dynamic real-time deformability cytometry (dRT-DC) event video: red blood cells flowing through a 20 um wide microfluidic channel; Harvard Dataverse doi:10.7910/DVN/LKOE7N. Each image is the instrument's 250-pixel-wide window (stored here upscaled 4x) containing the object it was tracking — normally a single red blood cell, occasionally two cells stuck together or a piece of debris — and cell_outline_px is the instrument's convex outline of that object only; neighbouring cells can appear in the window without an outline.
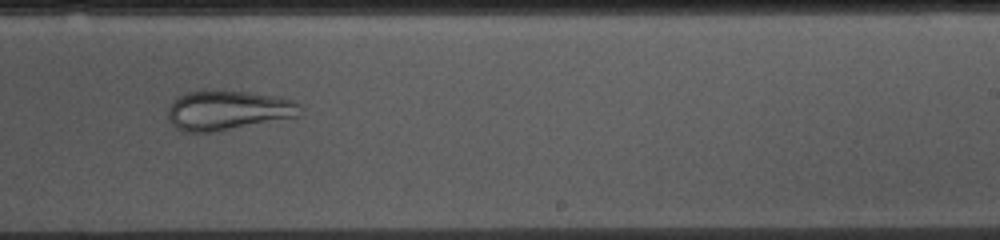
{"species": "common noctule bat (a hibernating species)", "species_latin": "Nyctalus noctula", "temperature_condition": "cold", "stored_images_in_passage": 53, "camera_frame_rate_fps": 3000, "um_per_image_px": 0.085, "animal": {"sex": "female", "body_mass_g": 10.0, "forearm_length_mm": 53.1}, "frame": {"image": 1, "passage_image": 31, "time_ms": 10.0, "image_size_px": [1000, 240], "cell_outline_px": [[300, 116], [220, 132], [184, 132], [176, 128], [168, 120], [168, 108], [172, 100], [188, 92], [248, 92], [276, 96], [296, 100], [300, 104]], "centroid_in_image_um": [19.4, 9.41], "position_along_channel_um": 269.6, "area_um2": 30.58}}